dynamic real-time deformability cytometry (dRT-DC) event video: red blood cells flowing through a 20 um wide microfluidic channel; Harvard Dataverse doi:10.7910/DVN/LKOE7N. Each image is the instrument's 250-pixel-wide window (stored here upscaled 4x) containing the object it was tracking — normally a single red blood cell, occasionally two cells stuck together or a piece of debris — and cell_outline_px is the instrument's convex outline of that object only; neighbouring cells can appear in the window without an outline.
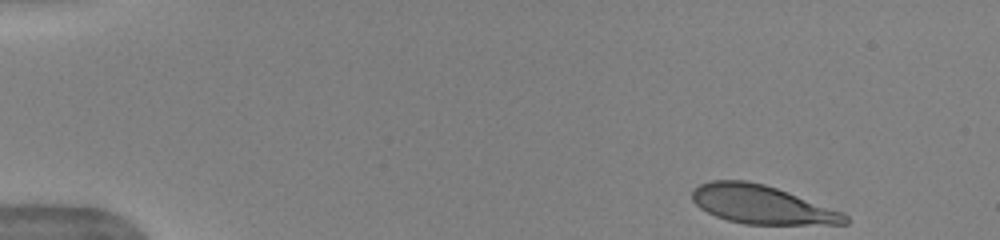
{"species": "human", "species_latin": "Homo sapiens", "temperature_condition": "warm", "stored_images_in_passage": 40, "camera_frame_rate_fps": 3000, "um_per_image_px": 0.085, "donor": {"sex": "female"}, "frame": {"image": 1, "passage_image": 1, "time_ms": 0.0, "image_size_px": [1000, 240], "cell_outline_px": [[848, 224], [744, 224], [728, 220], [716, 216], [700, 208], [692, 200], [692, 192], [700, 184], [712, 180], [744, 180], [764, 184], [776, 188], [844, 212], [848, 216]], "centroid_in_image_um": [64.75, 17.39], "position_along_channel_um": 20.2, "area_um2": 34.04}}
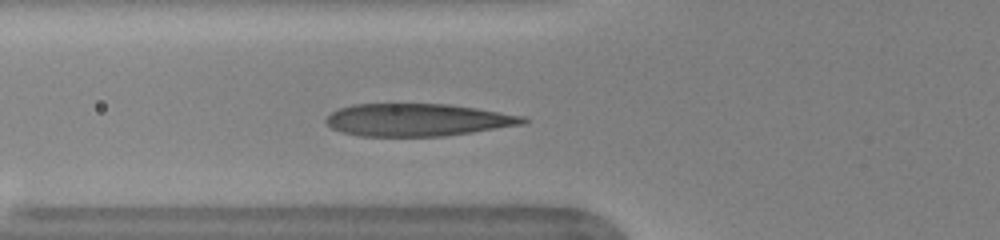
{"frame": {"image": 2, "passage_image": 15, "time_ms": 4.667, "image_size_px": [1000, 240], "cell_outline_px": [[528, 120], [524, 124], [472, 132], [444, 136], [360, 136], [344, 132], [332, 128], [324, 120], [332, 112], [340, 108], [352, 104], [448, 104], [476, 108], [524, 116]], "centroid_in_image_um": [35.5, 10.19], "position_along_channel_um": 90.3, "area_um2": 37.11}}
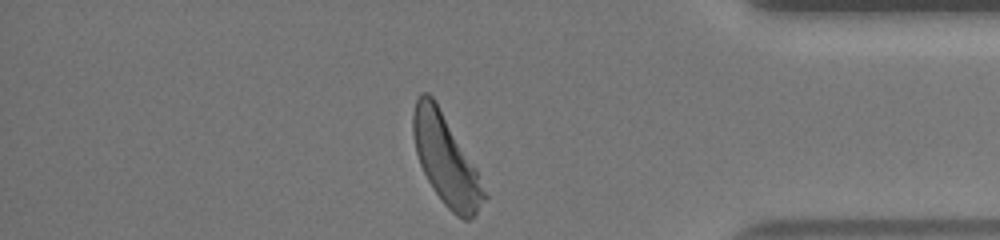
{"frame": {"image": 3, "passage_image": 40, "time_ms": 13.0, "image_size_px": [1000, 240], "cell_outline_px": [[488, 196], [476, 212], [468, 220], [464, 220], [456, 216], [444, 204], [432, 188], [420, 164], [416, 152], [412, 132], [412, 112], [416, 100], [420, 92], [428, 92], [436, 100], [476, 168]], "centroid_in_image_um": [37.88, 13.55], "position_along_channel_um": 397.3, "area_um2": 37.05}, "authors_computed_cell_mechanics": {"area_um2": 36.992, "velocity_mm_per_s": 3.9315, "shape_relaxation_time_tau1_ms": 2.5755, "shape_relaxation_time_tau2_ms": null, "deformation_change_tau1": 0.1821, "deformation_change_tau2": null}}